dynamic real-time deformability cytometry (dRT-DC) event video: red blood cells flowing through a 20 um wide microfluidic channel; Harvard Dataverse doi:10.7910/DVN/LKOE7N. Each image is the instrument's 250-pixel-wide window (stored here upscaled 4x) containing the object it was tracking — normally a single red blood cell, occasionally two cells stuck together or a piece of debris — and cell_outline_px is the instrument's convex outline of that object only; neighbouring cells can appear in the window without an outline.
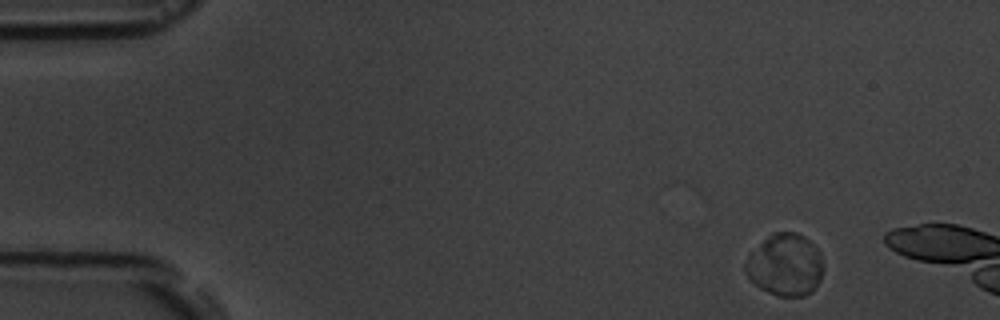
{"species": "common noctule bat (a hibernating species)", "species_latin": "Nyctalus noctula", "temperature_condition": "room temperature", "stored_images_in_passage": 3, "camera_frame_rate_fps": 3000, "um_per_image_px": 0.085, "animal": {"sex": "male", "body_mass_g": 19.5, "forearm_length_mm": 54.6}, "frame": {"image": 1, "passage_image": 1, "time_ms": 0.0, "image_size_px": [1000, 320], "cell_outline_px": [[824, 272], [816, 288], [812, 292], [804, 296], [776, 296], [760, 288], [748, 280], [744, 272], [744, 264], [748, 256], [772, 232], [796, 232], [804, 236], [820, 252], [824, 268]], "centroid_in_image_um": [66.75, 22.54], "position_along_channel_um": 18.3, "area_um2": 28.5}}